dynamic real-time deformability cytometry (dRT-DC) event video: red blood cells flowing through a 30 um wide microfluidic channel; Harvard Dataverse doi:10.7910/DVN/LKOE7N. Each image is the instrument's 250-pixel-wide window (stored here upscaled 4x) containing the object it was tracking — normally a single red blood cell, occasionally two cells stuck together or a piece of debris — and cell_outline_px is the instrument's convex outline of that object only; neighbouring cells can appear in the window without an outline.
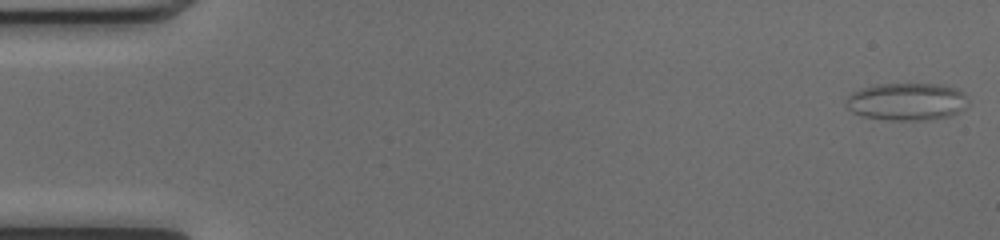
{"species": "common noctule bat (a hibernating species)", "species_latin": "Nyctalus noctula", "temperature_condition": "cold", "stored_images_in_passage": 53, "camera_frame_rate_fps": 3000, "um_per_image_px": 0.085, "animal": {"sex": "female", "body_mass_g": 17.0, "forearm_length_mm": 48.0}, "frame": {"image": 1, "passage_image": 1, "time_ms": 0.0, "image_size_px": [1000, 240], "cell_outline_px": [[964, 108], [952, 116], [928, 120], [888, 120], [864, 116], [852, 112], [844, 104], [848, 96], [852, 92], [864, 88], [880, 84], [936, 84], [952, 88], [960, 92], [964, 96]], "centroid_in_image_um": [77.01, 8.66], "position_along_channel_um": 8.0, "area_um2": 26.24}}
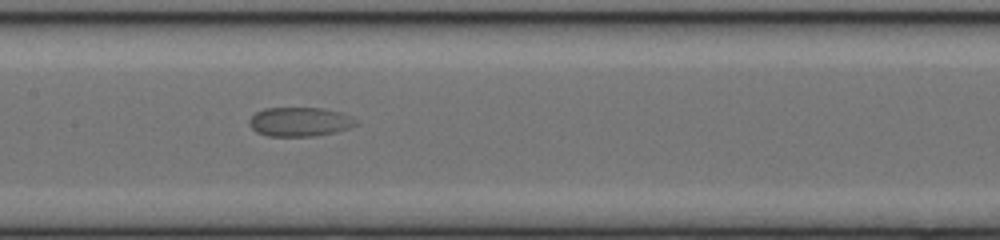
{"frame": {"image": 2, "passage_image": 26, "time_ms": 8.333, "image_size_px": [1000, 240], "cell_outline_px": [[356, 124], [348, 128], [316, 136], [268, 136], [256, 132], [248, 124], [248, 120], [256, 112], [264, 108], [320, 108], [340, 112], [356, 120]], "centroid_in_image_um": [25.41, 10.35], "position_along_channel_um": 182.0, "area_um2": 17.92}}
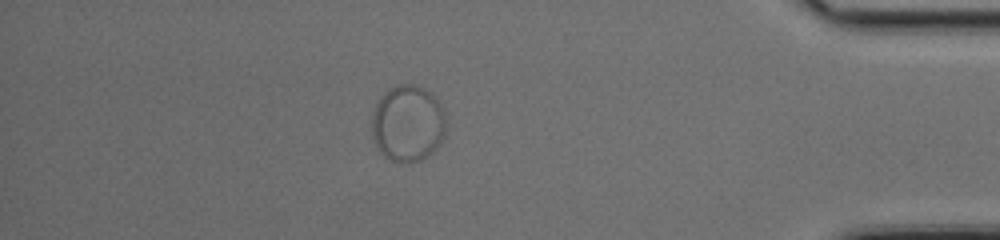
{"frame": {"image": 3, "passage_image": 46, "time_ms": 15.0, "image_size_px": [1000, 240], "cell_outline_px": [[444, 136], [440, 144], [432, 152], [420, 160], [408, 164], [396, 164], [384, 156], [380, 152], [372, 136], [372, 112], [380, 96], [388, 88], [396, 84], [412, 84], [424, 88], [432, 92], [440, 104], [444, 112]], "centroid_in_image_um": [34.64, 10.5], "position_along_channel_um": 400.6, "area_um2": 33.58}}